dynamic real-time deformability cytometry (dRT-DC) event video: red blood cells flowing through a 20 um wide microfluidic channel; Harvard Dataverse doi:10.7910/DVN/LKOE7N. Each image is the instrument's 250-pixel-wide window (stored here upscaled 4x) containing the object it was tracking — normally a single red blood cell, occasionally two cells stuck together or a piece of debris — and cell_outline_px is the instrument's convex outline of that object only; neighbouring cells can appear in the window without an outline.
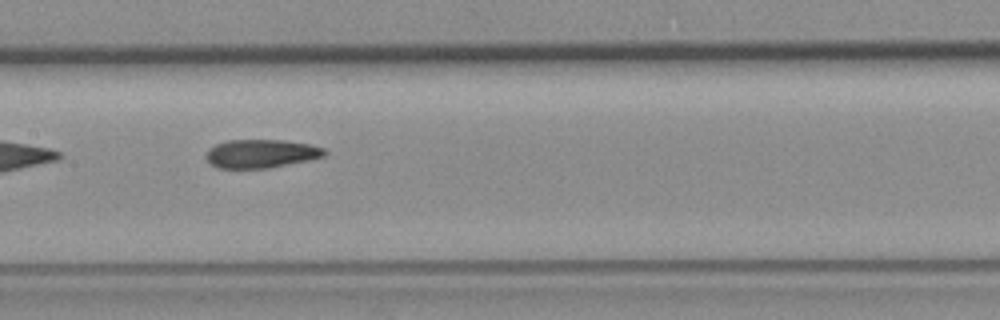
{"species": "common noctule bat (a hibernating species)", "species_latin": "Nyctalus noctula", "temperature_condition": "room temperature", "stored_images_in_passage": 5, "camera_frame_rate_fps": 3000, "um_per_image_px": 0.085, "animal": {"sex": "female", "body_mass_g": 19.3, "forearm_length_mm": 54.1}, "frame": {"image": 1, "passage_image": 4, "time_ms": 4.667, "image_size_px": [1000, 320], "cell_outline_px": [[328, 152], [324, 156], [308, 160], [268, 168], [216, 168], [204, 156], [208, 148], [216, 144], [228, 140], [284, 140], [312, 144], [324, 148]], "centroid_in_image_um": [22.19, 13.05], "position_along_channel_um": 185.2, "area_um2": 19.77}}
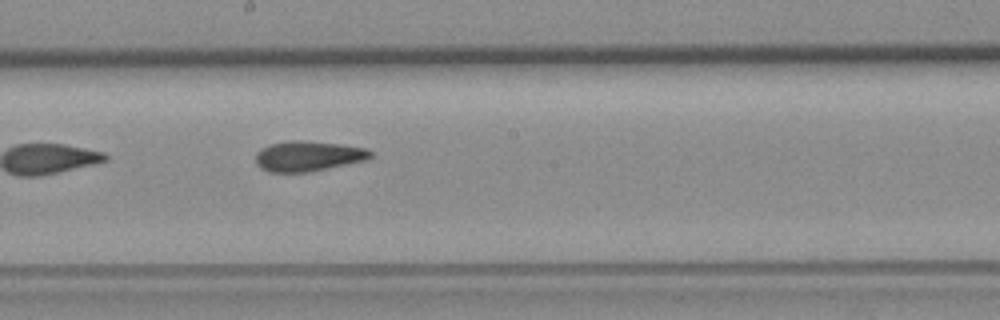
{"frame": {"image": 2, "passage_image": 5, "time_ms": 5.667, "image_size_px": [1000, 320], "cell_outline_px": [[372, 156], [368, 160], [308, 172], [268, 172], [260, 168], [256, 164], [256, 152], [260, 148], [268, 144], [288, 140], [300, 140], [340, 144], [364, 148], [372, 152]], "centroid_in_image_um": [26.15, 13.27], "position_along_channel_um": 222.1, "area_um2": 20.4}}